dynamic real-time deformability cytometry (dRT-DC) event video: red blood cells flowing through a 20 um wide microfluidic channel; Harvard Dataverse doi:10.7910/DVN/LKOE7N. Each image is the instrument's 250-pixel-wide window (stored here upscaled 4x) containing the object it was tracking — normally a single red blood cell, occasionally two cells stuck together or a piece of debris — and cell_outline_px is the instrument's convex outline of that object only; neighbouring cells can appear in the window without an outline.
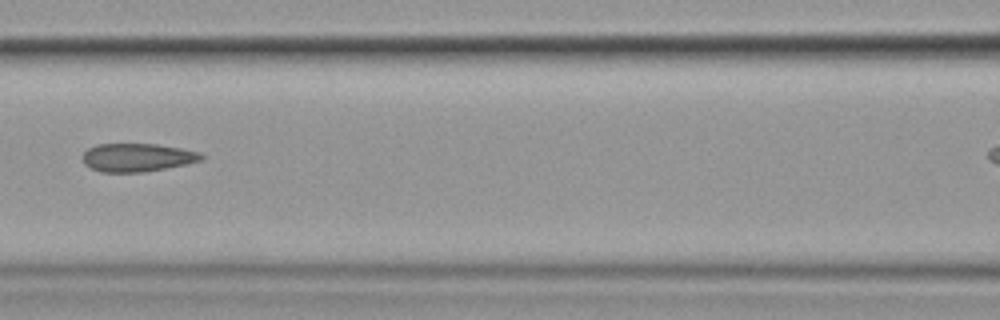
{"species": "common noctule bat (a hibernating species)", "species_latin": "Nyctalus noctula", "temperature_condition": "cold", "stored_images_in_passage": 5, "camera_frame_rate_fps": 3000, "um_per_image_px": 0.085, "animal": {"sex": "female", "body_mass_g": 19.9}, "frame": {"image": 1, "passage_image": 5, "time_ms": 4.667, "image_size_px": [1000, 320], "cell_outline_px": [[204, 160], [188, 164], [140, 172], [100, 172], [84, 164], [80, 156], [88, 148], [96, 144], [156, 144], [180, 148], [200, 152], [204, 156]], "centroid_in_image_um": [11.65, 13.38], "position_along_channel_um": 154.9, "area_um2": 19.65}}